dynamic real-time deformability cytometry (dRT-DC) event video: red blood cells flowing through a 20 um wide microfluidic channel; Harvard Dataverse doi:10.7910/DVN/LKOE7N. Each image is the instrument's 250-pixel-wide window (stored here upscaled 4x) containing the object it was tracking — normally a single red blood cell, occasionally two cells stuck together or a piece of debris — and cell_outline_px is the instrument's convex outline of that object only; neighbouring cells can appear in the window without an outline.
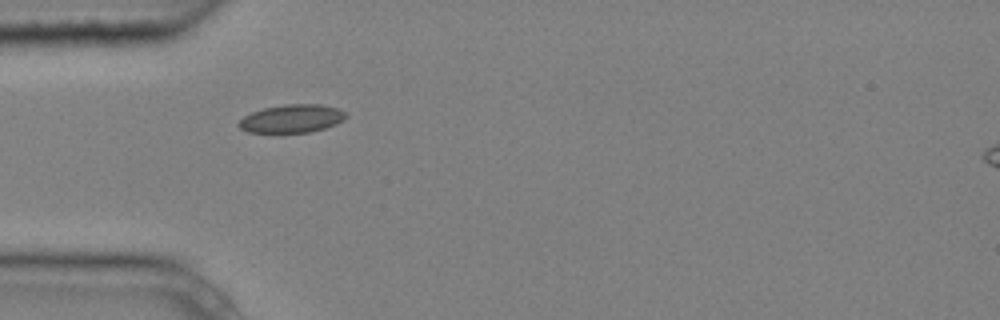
{"species": "common noctule bat (a hibernating species)", "species_latin": "Nyctalus noctula", "temperature_condition": "cold", "stored_images_in_passage": 5, "camera_frame_rate_fps": 3000, "um_per_image_px": 0.085, "animal": {"sex": "male", "body_mass_g": 20.4}, "frame": {"image": 1, "passage_image": 1, "time_ms": 0.0, "image_size_px": [1000, 320], "cell_outline_px": [[348, 116], [344, 120], [336, 124], [312, 132], [248, 132], [240, 128], [236, 124], [244, 116], [252, 112], [264, 108], [284, 104], [320, 104], [336, 108], [348, 112]], "centroid_in_image_um": [24.84, 10.07], "position_along_channel_um": 60.2, "area_um2": 17.63}}
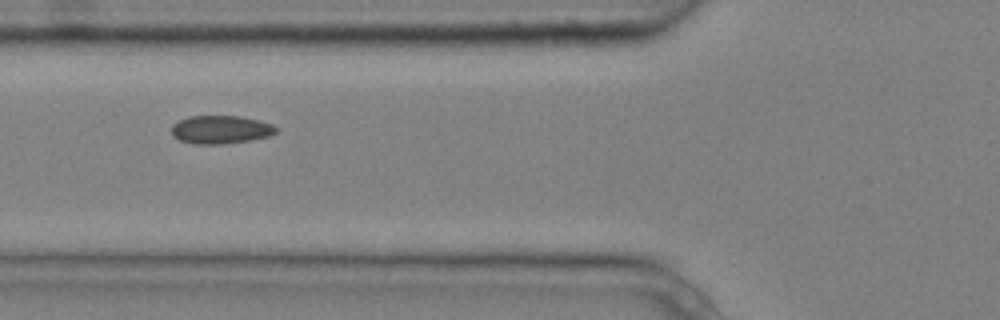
{"frame": {"image": 2, "passage_image": 2, "time_ms": 0.333, "image_size_px": [1000, 320], "cell_outline_px": [[276, 132], [268, 136], [248, 140], [220, 144], [196, 144], [180, 140], [172, 136], [172, 124], [188, 116], [240, 116], [272, 124], [276, 128]], "centroid_in_image_um": [18.71, 11.01], "position_along_channel_um": 107.1, "area_um2": 16.94}}